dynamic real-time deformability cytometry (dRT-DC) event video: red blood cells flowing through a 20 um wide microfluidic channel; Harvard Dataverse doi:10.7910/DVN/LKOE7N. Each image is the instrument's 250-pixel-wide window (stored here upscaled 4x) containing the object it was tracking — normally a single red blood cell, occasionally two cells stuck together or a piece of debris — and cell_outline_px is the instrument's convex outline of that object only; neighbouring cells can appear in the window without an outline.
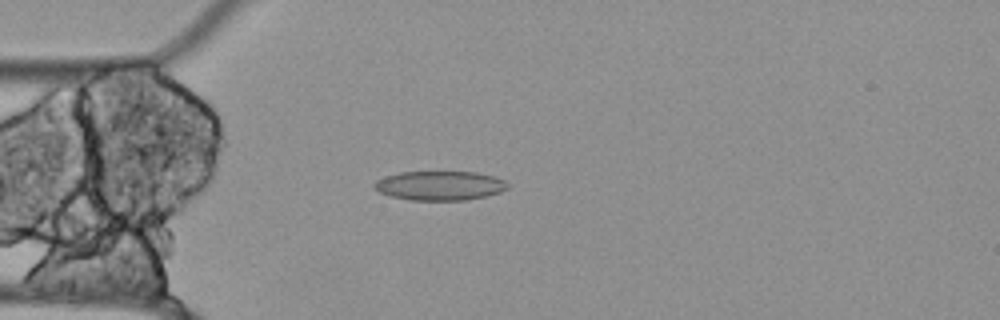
{"species": "Egyptian fruit bat (a non-hibernating species)", "species_latin": "Rousettus aegyptiacus", "temperature_condition": "cold", "stored_images_in_passage": 56, "camera_frame_rate_fps": 3000, "um_per_image_px": 0.085, "animal": {"sex": "female"}, "frame": {"image": 1, "passage_image": 15, "time_ms": 4.667, "image_size_px": [1000, 320], "cell_outline_px": [[508, 188], [500, 192], [488, 196], [468, 200], [412, 200], [388, 196], [380, 192], [372, 184], [376, 180], [384, 176], [400, 172], [476, 172], [496, 176], [504, 180], [508, 184]], "centroid_in_image_um": [37.4, 15.78], "position_along_channel_um": 47.6, "area_um2": 22.95}}
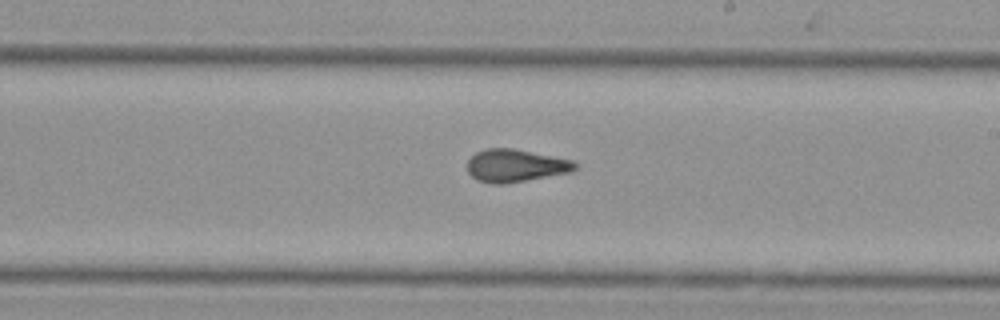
{"frame": {"image": 2, "passage_image": 32, "time_ms": 10.333, "image_size_px": [1000, 320], "cell_outline_px": [[580, 168], [572, 172], [504, 184], [492, 184], [476, 180], [468, 172], [468, 160], [476, 152], [484, 148], [512, 148], [576, 160], [580, 164]], "centroid_in_image_um": [43.89, 14.07], "position_along_channel_um": 245.1, "area_um2": 20.92}}
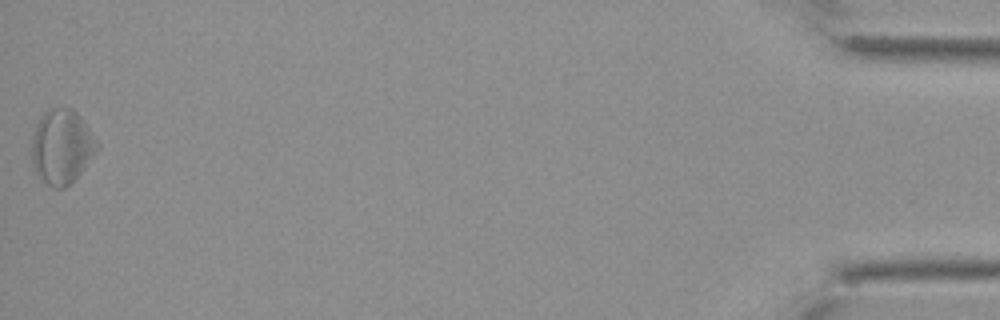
{"frame": {"image": 3, "passage_image": 56, "time_ms": 18.333, "image_size_px": [1000, 320], "cell_outline_px": [[100, 148], [80, 172], [64, 188], [52, 188], [36, 172], [32, 160], [32, 136], [36, 124], [40, 116], [48, 108], [72, 108], [80, 116], [100, 144]], "centroid_in_image_um": [5.25, 12.43], "position_along_channel_um": 429.9, "area_um2": 28.15}, "authors_computed_cell_mechanics": {"area_um2": 22.7154, "velocity_mm_per_s": 3.5018, "shape_relaxation_time_tau1_ms": null, "shape_relaxation_time_tau2_ms": 3.3312, "deformation_change_tau1": null, "deformation_change_tau2": 0.1098}}